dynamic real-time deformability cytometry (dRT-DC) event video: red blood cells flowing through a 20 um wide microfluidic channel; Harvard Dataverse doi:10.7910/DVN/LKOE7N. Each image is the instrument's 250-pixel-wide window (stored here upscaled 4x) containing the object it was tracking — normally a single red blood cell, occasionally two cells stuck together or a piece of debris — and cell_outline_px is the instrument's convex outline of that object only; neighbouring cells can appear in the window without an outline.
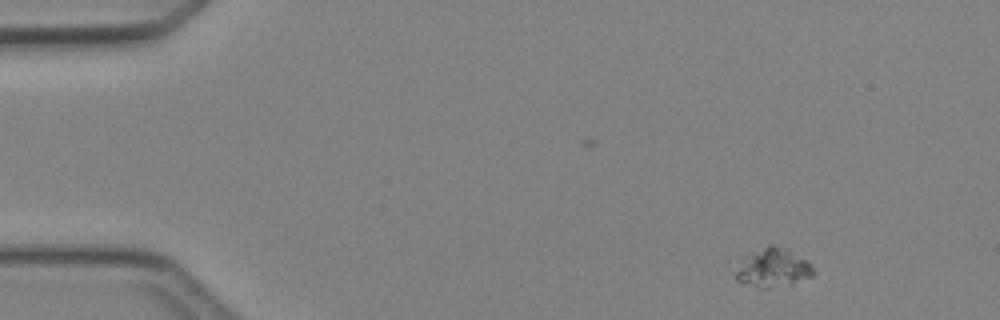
{"species": "Egyptian fruit bat (a non-hibernating species)", "species_latin": "Rousettus aegyptiacus", "temperature_condition": "cold", "stored_images_in_passage": 5, "camera_frame_rate_fps": 3000, "um_per_image_px": 0.085, "animal": {"sex": "female"}, "frame": {"image": 1, "passage_image": 1, "time_ms": 0.0, "image_size_px": [1000, 320], "cell_outline_px": [[816, 272], [812, 276], [792, 284], [768, 288], [760, 288], [740, 284], [736, 280], [736, 272], [740, 260], [744, 256], [768, 244], [772, 244], [808, 260]], "centroid_in_image_um": [65.67, 22.79], "position_along_channel_um": 19.3, "area_um2": 17.63}}
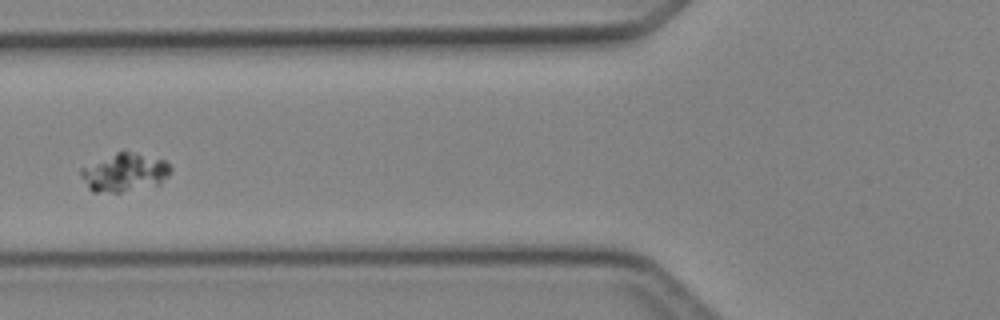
{"frame": {"image": 2, "passage_image": 5, "time_ms": 4.667, "image_size_px": [1000, 320], "cell_outline_px": [[172, 168], [168, 176], [160, 184], [120, 192], [92, 192], [88, 188], [80, 176], [80, 168], [116, 152], [128, 152], [164, 160]], "centroid_in_image_um": [10.56, 14.68], "position_along_channel_um": 115.2, "area_um2": 19.71}}